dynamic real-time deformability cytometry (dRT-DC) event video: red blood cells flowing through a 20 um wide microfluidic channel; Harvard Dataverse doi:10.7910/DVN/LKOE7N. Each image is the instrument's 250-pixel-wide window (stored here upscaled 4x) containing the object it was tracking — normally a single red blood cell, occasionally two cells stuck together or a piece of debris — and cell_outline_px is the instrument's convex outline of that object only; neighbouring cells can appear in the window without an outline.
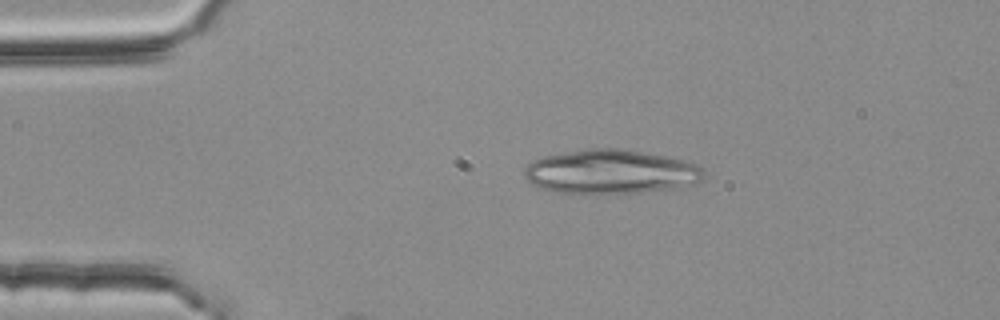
{"species": "common noctule bat (a hibernating species)", "species_latin": "Nyctalus noctula", "temperature_condition": "room temperature", "stored_images_in_passage": 23, "camera_frame_rate_fps": 3000, "um_per_image_px": 0.085, "animal": {"sex": "female", "body_mass_g": 25.1}, "frame": {"image": 1, "passage_image": 2, "time_ms": 0.333, "image_size_px": [1000, 320], "cell_outline_px": [[704, 176], [700, 180], [668, 188], [640, 192], [552, 192], [536, 188], [524, 176], [524, 168], [532, 160], [544, 156], [588, 148], [620, 148], [692, 160], [704, 168]], "centroid_in_image_um": [51.88, 14.56], "position_along_channel_um": 33.1, "area_um2": 45.89}}